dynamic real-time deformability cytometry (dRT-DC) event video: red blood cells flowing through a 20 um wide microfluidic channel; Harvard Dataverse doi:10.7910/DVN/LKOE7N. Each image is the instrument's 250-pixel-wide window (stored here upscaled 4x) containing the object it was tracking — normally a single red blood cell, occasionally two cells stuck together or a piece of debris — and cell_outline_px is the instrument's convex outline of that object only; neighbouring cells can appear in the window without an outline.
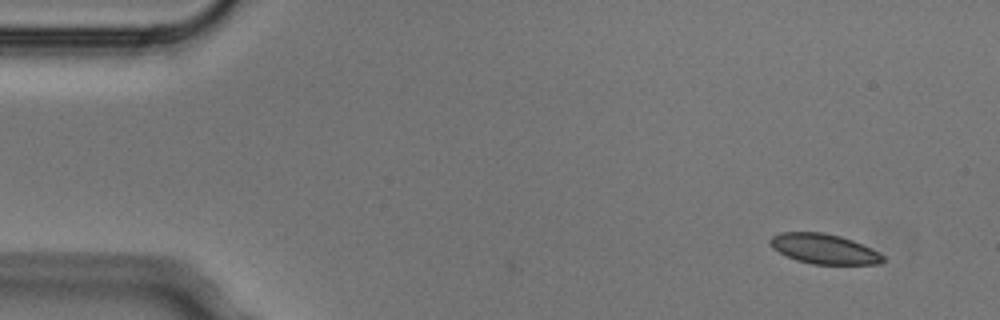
{"species": "Egyptian fruit bat (a non-hibernating species)", "species_latin": "Rousettus aegyptiacus", "temperature_condition": "cold", "stored_images_in_passage": 2, "camera_frame_rate_fps": 3000, "um_per_image_px": 0.085, "animal": {"sex": "male"}, "frame": {"image": 1, "passage_image": 2, "time_ms": 0.333, "image_size_px": [1000, 320], "cell_outline_px": [[884, 260], [880, 264], [812, 264], [796, 260], [772, 248], [768, 240], [772, 236], [780, 232], [824, 232], [840, 236], [852, 240], [884, 256]], "centroid_in_image_um": [69.99, 21.15], "position_along_channel_um": 15.0, "area_um2": 19.48}}